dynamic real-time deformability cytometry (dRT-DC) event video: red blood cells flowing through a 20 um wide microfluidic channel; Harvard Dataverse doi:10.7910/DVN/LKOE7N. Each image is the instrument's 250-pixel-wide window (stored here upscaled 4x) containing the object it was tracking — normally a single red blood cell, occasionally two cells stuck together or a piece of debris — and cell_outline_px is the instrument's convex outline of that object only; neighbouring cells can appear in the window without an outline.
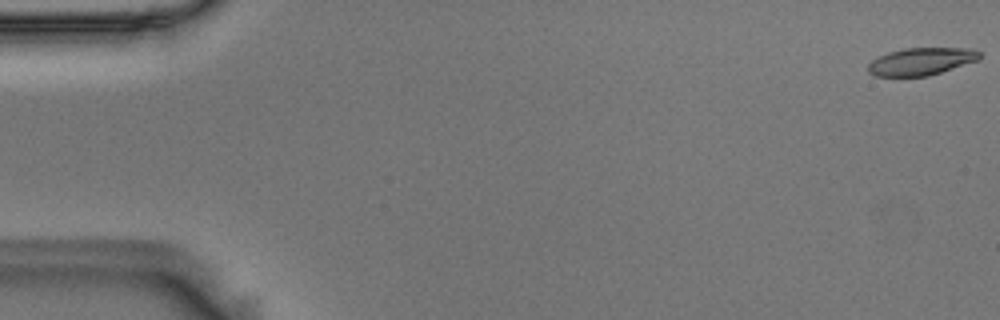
{"species": "Egyptian fruit bat (a non-hibernating species)", "species_latin": "Rousettus aegyptiacus", "temperature_condition": "room temperature", "stored_images_in_passage": 56, "camera_frame_rate_fps": 3000, "um_per_image_px": 0.085, "animal": {"sex": "male"}, "frame": {"image": 1, "passage_image": 1, "time_ms": 0.0, "image_size_px": [1000, 320], "cell_outline_px": [[980, 60], [928, 76], [876, 76], [868, 72], [868, 64], [872, 60], [888, 52], [904, 48], [976, 48], [980, 52]], "centroid_in_image_um": [78.34, 5.21], "position_along_channel_um": 6.7, "area_um2": 17.92}}
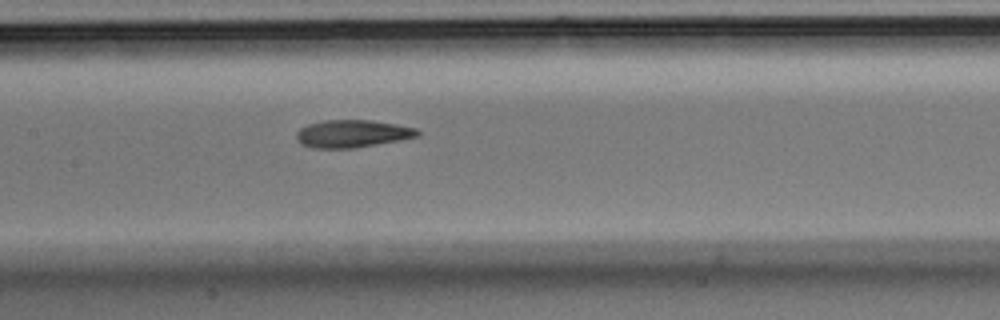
{"frame": {"image": 2, "passage_image": 27, "time_ms": 8.667, "image_size_px": [1000, 320], "cell_outline_px": [[420, 136], [400, 140], [352, 148], [312, 148], [300, 144], [296, 140], [296, 132], [300, 128], [308, 124], [324, 120], [372, 120], [396, 124], [416, 128], [420, 132]], "centroid_in_image_um": [29.92, 11.36], "position_along_channel_um": 177.5, "area_um2": 19.54}}
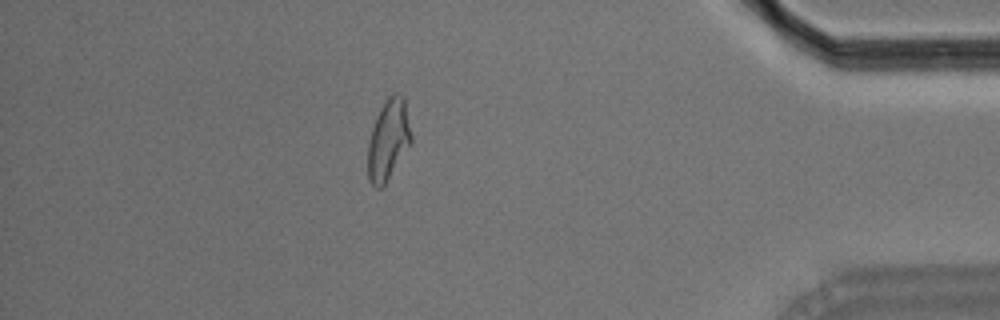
{"frame": {"image": 3, "passage_image": 49, "time_ms": 16.0, "image_size_px": [1000, 320], "cell_outline_px": [[412, 144], [384, 184], [380, 188], [376, 188], [368, 180], [368, 140], [376, 116], [384, 100], [392, 92], [400, 92], [404, 96], [412, 136]], "centroid_in_image_um": [33.02, 11.83], "position_along_channel_um": 402.2, "area_um2": 20.69}, "authors_computed_cell_mechanics": {"area_um2": 19.5942, "velocity_mm_per_s": 3.6262, "shape_relaxation_time_tau1_ms": 8.0152, "shape_relaxation_time_tau2_ms": 3.1567, "deformation_change_tau1": 0.2199, "deformation_change_tau2": 0.1064}}